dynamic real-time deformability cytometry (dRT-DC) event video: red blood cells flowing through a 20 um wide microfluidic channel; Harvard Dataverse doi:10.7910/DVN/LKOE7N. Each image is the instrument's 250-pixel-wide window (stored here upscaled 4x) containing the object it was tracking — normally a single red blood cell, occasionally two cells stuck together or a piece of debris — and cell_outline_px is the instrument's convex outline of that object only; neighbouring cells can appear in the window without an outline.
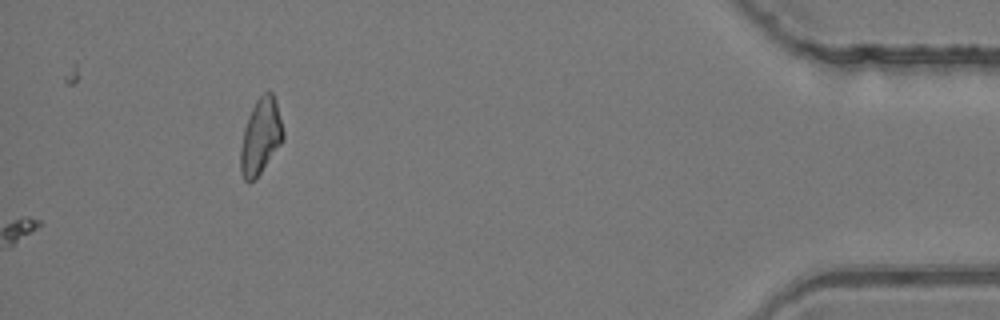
{"species": "common noctule bat (a hibernating species)", "species_latin": "Nyctalus noctula", "temperature_condition": "room temperature", "stored_images_in_passage": 45, "camera_frame_rate_fps": 3000, "um_per_image_px": 0.085, "animal": {"sex": "female", "body_mass_g": 24.6, "forearm_length_mm": 56.2}, "frame": {"image": 1, "passage_image": 45, "time_ms": 14.667, "image_size_px": [1000, 320], "cell_outline_px": [[284, 140], [260, 172], [248, 184], [244, 180], [240, 172], [240, 148], [244, 128], [248, 116], [256, 100], [268, 88], [272, 92], [276, 104], [284, 132]], "centroid_in_image_um": [22.14, 11.59], "position_along_channel_um": 413.1, "area_um2": 18.67}}